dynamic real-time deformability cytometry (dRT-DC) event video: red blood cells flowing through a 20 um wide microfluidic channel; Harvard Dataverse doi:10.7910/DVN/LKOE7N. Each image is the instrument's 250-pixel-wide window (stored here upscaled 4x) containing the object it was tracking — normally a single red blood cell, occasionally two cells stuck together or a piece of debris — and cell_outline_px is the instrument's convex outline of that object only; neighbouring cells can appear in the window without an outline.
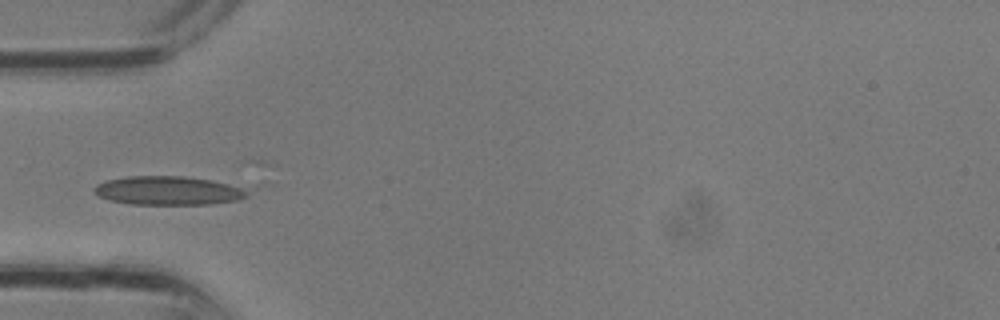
{"species": "common noctule bat (a hibernating species)", "species_latin": "Nyctalus noctula", "temperature_condition": "room temperature", "stored_images_in_passage": 2, "camera_frame_rate_fps": 3000, "um_per_image_px": 0.085, "animal": {"sex": "male", "body_mass_g": 13.3}, "frame": {"image": 1, "passage_image": 2, "time_ms": 0.333, "image_size_px": [1000, 320], "cell_outline_px": [[248, 196], [240, 200], [212, 204], [132, 204], [108, 200], [92, 192], [92, 188], [96, 184], [108, 180], [128, 176], [184, 176], [212, 180], [228, 184], [240, 188], [248, 192]], "centroid_in_image_um": [14.26, 16.2], "position_along_channel_um": 70.7, "area_um2": 25.66}}